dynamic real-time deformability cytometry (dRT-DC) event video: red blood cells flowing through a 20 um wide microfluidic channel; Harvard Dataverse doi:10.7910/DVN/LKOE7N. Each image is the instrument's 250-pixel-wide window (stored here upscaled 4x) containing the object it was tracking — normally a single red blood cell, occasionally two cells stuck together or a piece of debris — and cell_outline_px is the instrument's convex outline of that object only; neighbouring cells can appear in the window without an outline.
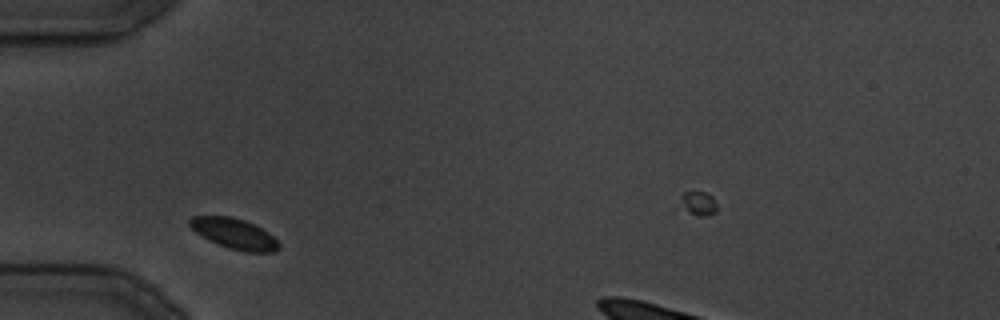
{"species": "common noctule bat (a hibernating species)", "species_latin": "Nyctalus noctula", "temperature_condition": "cold", "stored_images_in_passage": 20, "camera_frame_rate_fps": 3000, "um_per_image_px": 0.085, "animal": {"sex": "male", "body_mass_g": 19.5, "forearm_length_mm": 54.6}, "frame": {"image": 1, "passage_image": 1, "time_ms": 0.0, "image_size_px": [1000, 320], "cell_outline_px": [[280, 248], [276, 252], [244, 252], [228, 248], [208, 240], [196, 232], [188, 224], [188, 220], [192, 216], [228, 216], [244, 220], [268, 232], [280, 244]], "centroid_in_image_um": [19.91, 19.87], "position_along_channel_um": 65.1, "area_um2": 15.78}}
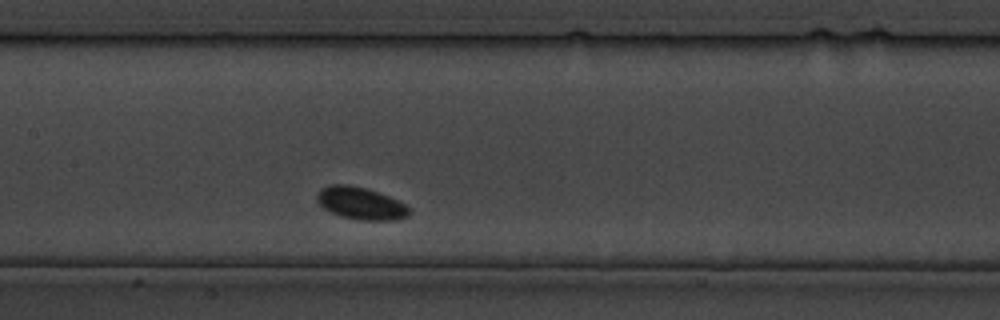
{"frame": {"image": 2, "passage_image": 8, "time_ms": 8.0, "image_size_px": [1000, 320], "cell_outline_px": [[408, 216], [396, 220], [360, 220], [340, 216], [324, 208], [316, 200], [316, 192], [320, 188], [328, 184], [348, 184], [364, 188], [388, 196], [404, 204], [408, 208]], "centroid_in_image_um": [30.59, 17.27], "position_along_channel_um": 176.8, "area_um2": 17.22}}
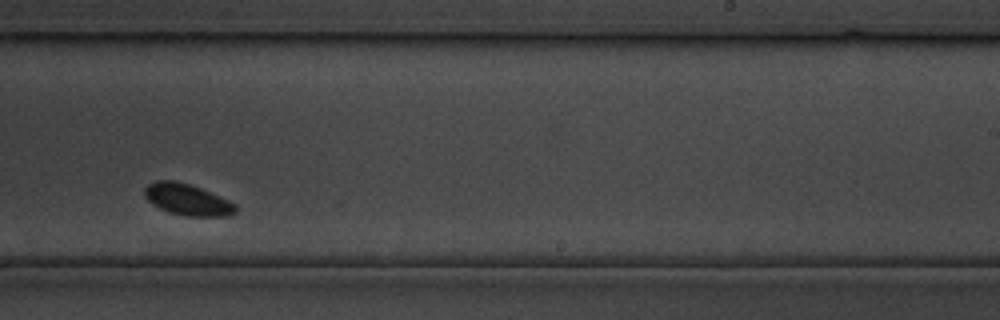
{"frame": {"image": 3, "passage_image": 13, "time_ms": 14.667, "image_size_px": [1000, 320], "cell_outline_px": [[236, 212], [228, 216], [188, 216], [168, 212], [152, 204], [144, 196], [144, 188], [148, 184], [156, 180], [176, 180], [200, 188], [228, 200], [236, 204]], "centroid_in_image_um": [15.9, 16.96], "position_along_channel_um": 273.1, "area_um2": 16.59}}